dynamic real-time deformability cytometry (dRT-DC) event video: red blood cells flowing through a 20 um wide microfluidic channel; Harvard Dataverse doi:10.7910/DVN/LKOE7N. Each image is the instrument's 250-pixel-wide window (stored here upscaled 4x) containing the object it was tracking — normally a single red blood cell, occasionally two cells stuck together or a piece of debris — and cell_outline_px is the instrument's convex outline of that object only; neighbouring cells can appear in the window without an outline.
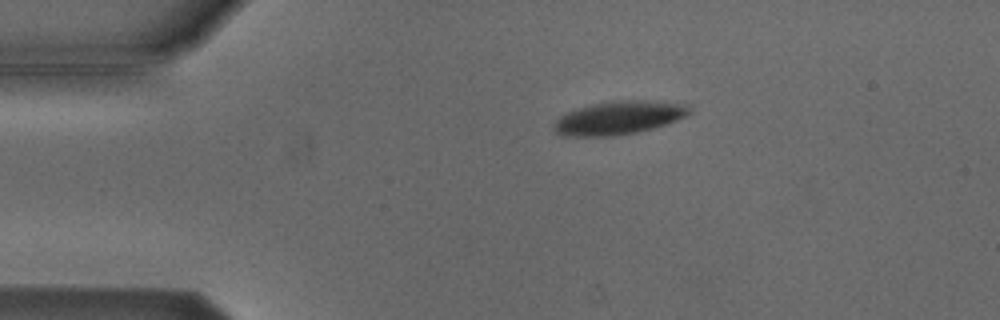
{"species": "Egyptian fruit bat (a non-hibernating species)", "species_latin": "Rousettus aegyptiacus", "temperature_condition": "cold", "stored_images_in_passage": 4, "camera_frame_rate_fps": 3000, "um_per_image_px": 0.085, "animal": {"sex": "male"}, "frame": {"image": 1, "passage_image": 1, "time_ms": 0.0, "image_size_px": [1000, 320], "cell_outline_px": [[692, 112], [688, 116], [652, 128], [636, 132], [612, 136], [560, 136], [552, 128], [552, 124], [564, 112], [576, 108], [592, 104], [612, 100], [648, 100], [692, 104]], "centroid_in_image_um": [52.6, 9.99], "position_along_channel_um": 32.4, "area_um2": 26.82}}
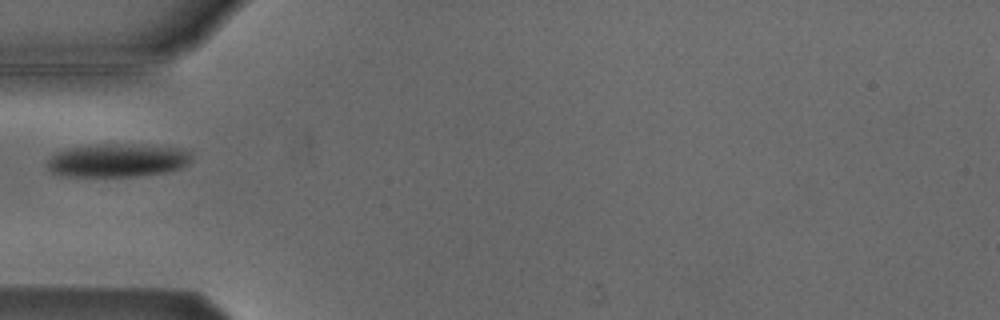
{"frame": {"image": 2, "passage_image": 3, "time_ms": 2.333, "image_size_px": [1000, 320], "cell_outline_px": [[192, 160], [188, 164], [180, 168], [168, 172], [136, 176], [64, 176], [52, 172], [48, 168], [48, 160], [56, 152], [64, 148], [96, 144], [116, 144], [192, 148]], "centroid_in_image_um": [10.05, 13.62], "position_along_channel_um": 74.9, "area_um2": 28.38}}
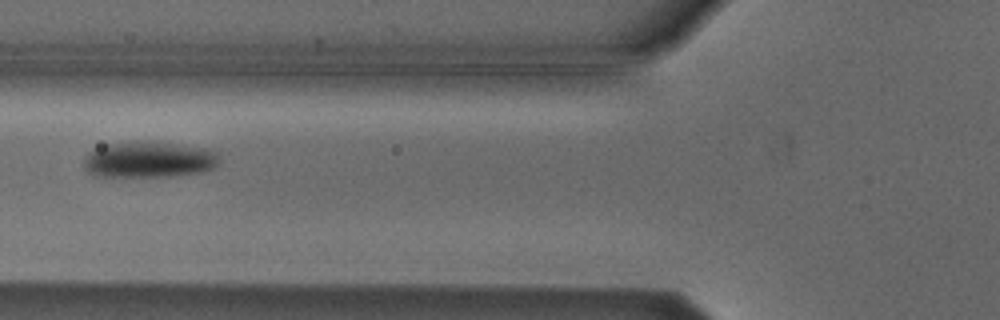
{"frame": {"image": 3, "passage_image": 4, "time_ms": 3.333, "image_size_px": [1000, 320], "cell_outline_px": [[220, 164], [216, 168], [204, 172], [172, 176], [92, 176], [84, 168], [84, 160], [88, 152], [104, 144], [172, 144], [204, 148], [216, 152], [220, 160]], "centroid_in_image_um": [12.69, 13.62], "position_along_channel_um": 113.1, "area_um2": 27.8}}